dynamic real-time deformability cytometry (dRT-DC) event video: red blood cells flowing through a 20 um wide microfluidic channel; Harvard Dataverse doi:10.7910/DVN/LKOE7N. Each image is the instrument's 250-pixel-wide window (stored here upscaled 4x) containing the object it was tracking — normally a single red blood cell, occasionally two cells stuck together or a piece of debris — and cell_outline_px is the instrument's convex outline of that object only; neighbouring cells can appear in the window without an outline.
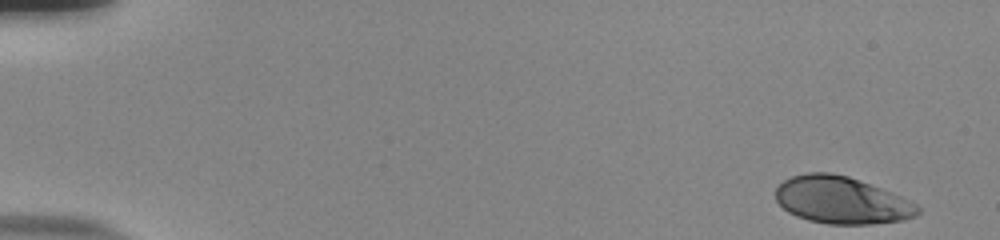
{"species": "human", "species_latin": "Homo sapiens", "temperature_condition": "room temperature", "stored_images_in_passage": 52, "camera_frame_rate_fps": 3000, "um_per_image_px": 0.085, "donor": {"sex": "male"}, "frame": {"image": 1, "passage_image": 1, "time_ms": 0.0, "image_size_px": [1000, 240], "cell_outline_px": [[920, 212], [916, 216], [904, 220], [872, 224], [828, 224], [808, 220], [796, 216], [788, 212], [776, 200], [776, 188], [784, 180], [792, 176], [808, 172], [828, 172], [848, 176], [880, 188], [900, 196], [916, 204], [920, 208]], "centroid_in_image_um": [71.53, 17.02], "position_along_channel_um": 13.5, "area_um2": 38.9}}
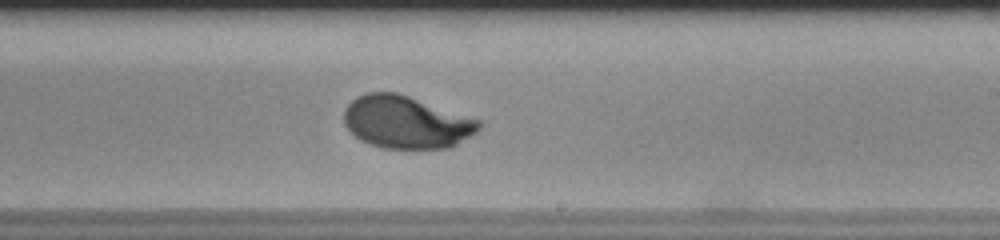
{"frame": {"image": 2, "passage_image": 32, "time_ms": 10.333, "image_size_px": [1000, 240], "cell_outline_px": [[480, 128], [476, 132], [456, 144], [448, 148], [384, 148], [360, 140], [344, 124], [344, 108], [356, 96], [364, 92], [396, 92], [480, 120]], "centroid_in_image_um": [34.49, 10.37], "position_along_channel_um": 254.5, "area_um2": 40.92}}
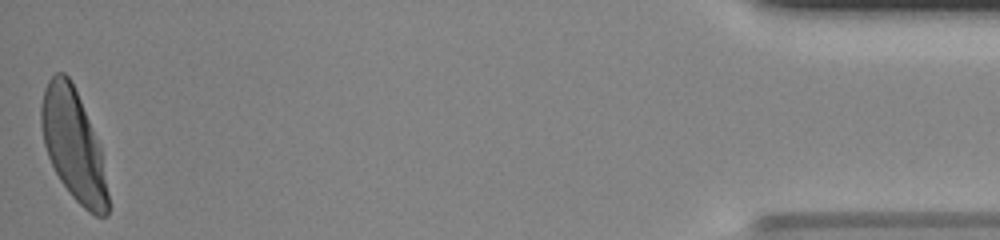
{"frame": {"image": 3, "passage_image": 52, "time_ms": 17.0, "image_size_px": [1000, 240], "cell_outline_px": [[108, 216], [96, 216], [88, 212], [72, 196], [60, 180], [48, 156], [44, 144], [40, 124], [40, 108], [44, 88], [48, 80], [56, 72], [64, 72], [68, 76], [80, 100], [100, 144], [108, 192]], "centroid_in_image_um": [6.23, 12.33], "position_along_channel_um": 429.0, "area_um2": 42.83}, "authors_computed_cell_mechanics": {"area_um2": 40.9802, "velocity_mm_per_s": 3.8334, "shape_relaxation_time_tau1_ms": 2.8871, "shape_relaxation_time_tau2_ms": null, "deformation_change_tau1": 0.1806, "deformation_change_tau2": null}}